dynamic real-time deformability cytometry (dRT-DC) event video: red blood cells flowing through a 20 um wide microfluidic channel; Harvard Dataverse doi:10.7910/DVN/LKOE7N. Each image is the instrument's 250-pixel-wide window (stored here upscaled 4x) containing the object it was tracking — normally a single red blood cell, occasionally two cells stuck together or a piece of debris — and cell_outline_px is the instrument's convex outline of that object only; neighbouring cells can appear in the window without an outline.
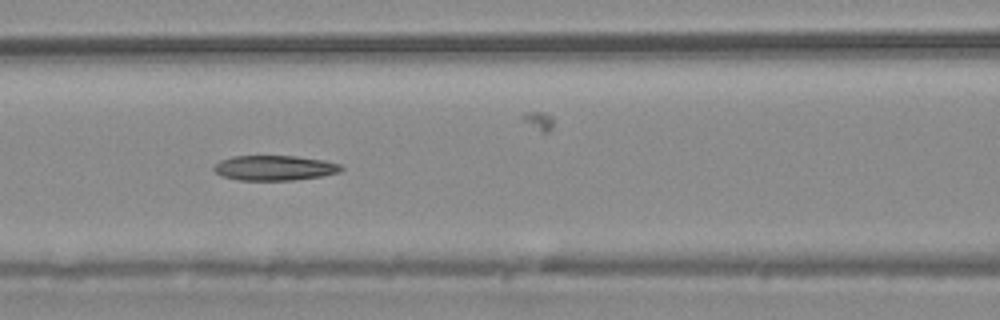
{"species": "common noctule bat (a hibernating species)", "species_latin": "Nyctalus noctula", "temperature_condition": "warm", "stored_images_in_passage": 23, "camera_frame_rate_fps": 3000, "um_per_image_px": 0.085, "animal": {"sex": "male", "body_mass_g": 20.4}, "frame": {"image": 1, "passage_image": 10, "time_ms": 3.0, "image_size_px": [1000, 320], "cell_outline_px": [[344, 168], [340, 172], [324, 176], [292, 180], [240, 180], [220, 176], [212, 168], [220, 160], [232, 156], [296, 156], [324, 160], [340, 164]], "centroid_in_image_um": [23.35, 14.27], "position_along_channel_um": 143.3, "area_um2": 18.67}}
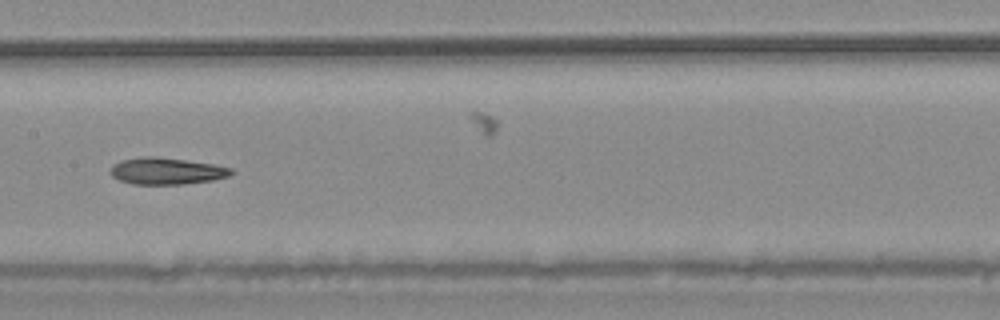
{"frame": {"image": 2, "passage_image": 14, "time_ms": 4.333, "image_size_px": [1000, 320], "cell_outline_px": [[232, 172], [228, 176], [212, 180], [184, 184], [132, 184], [120, 180], [112, 176], [108, 172], [112, 164], [120, 160], [144, 156], [156, 156], [212, 164], [232, 168]], "centroid_in_image_um": [14.08, 14.53], "position_along_channel_um": 193.3, "area_um2": 18.79}}
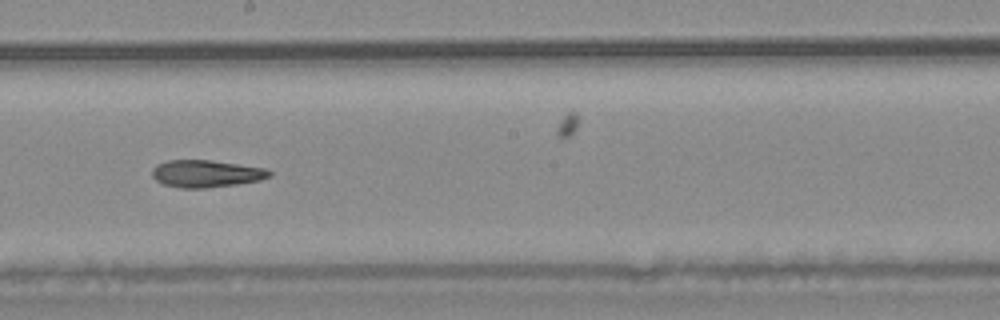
{"frame": {"image": 3, "passage_image": 17, "time_ms": 5.333, "image_size_px": [1000, 320], "cell_outline_px": [[272, 176], [260, 180], [236, 184], [204, 188], [180, 188], [164, 184], [156, 180], [152, 176], [152, 168], [156, 164], [168, 160], [212, 160], [264, 168], [272, 172]], "centroid_in_image_um": [17.5, 14.75], "position_along_channel_um": 230.7, "area_um2": 18.61}}